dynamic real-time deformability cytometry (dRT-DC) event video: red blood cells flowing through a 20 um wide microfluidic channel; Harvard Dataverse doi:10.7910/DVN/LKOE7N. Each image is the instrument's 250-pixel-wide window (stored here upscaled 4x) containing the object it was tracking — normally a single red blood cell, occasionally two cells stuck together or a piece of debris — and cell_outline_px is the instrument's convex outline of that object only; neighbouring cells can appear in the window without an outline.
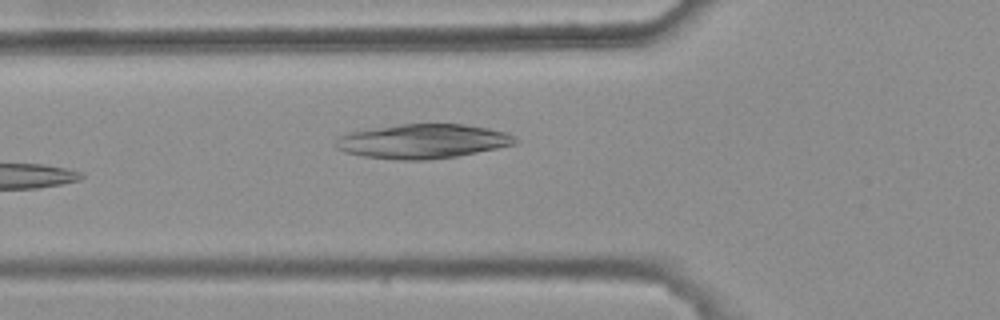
{"species": "common noctule bat (a hibernating species)", "species_latin": "Nyctalus noctula", "temperature_condition": "warm", "stored_images_in_passage": 5, "camera_frame_rate_fps": 3000, "um_per_image_px": 0.085, "animal": {"sex": "female", "body_mass_g": 25.1}, "frame": {"image": 1, "passage_image": 5, "time_ms": 1.333, "image_size_px": [1000, 320], "cell_outline_px": [[516, 144], [456, 156], [428, 160], [400, 160], [364, 156], [344, 152], [336, 148], [336, 140], [340, 136], [348, 132], [372, 128], [400, 124], [464, 124], [488, 128], [508, 132], [516, 140]], "centroid_in_image_um": [35.91, 12.0], "position_along_channel_um": 89.9, "area_um2": 35.78}}